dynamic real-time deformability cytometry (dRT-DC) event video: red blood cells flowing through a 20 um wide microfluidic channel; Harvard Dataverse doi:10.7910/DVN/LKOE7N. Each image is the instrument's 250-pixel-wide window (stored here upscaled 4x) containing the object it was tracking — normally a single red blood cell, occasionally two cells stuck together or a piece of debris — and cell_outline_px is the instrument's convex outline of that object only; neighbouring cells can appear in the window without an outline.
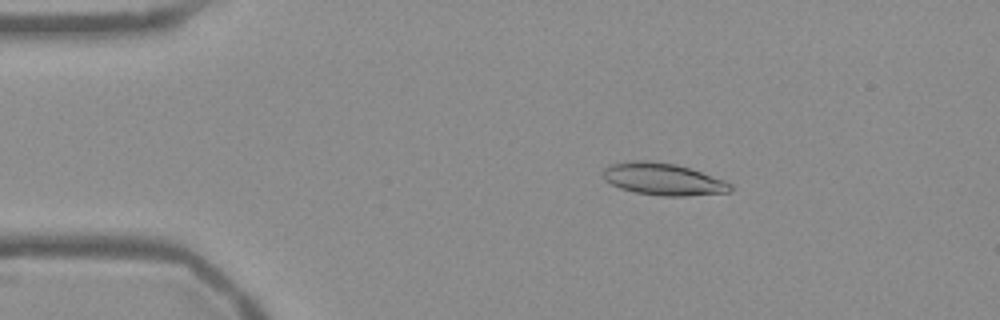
{"species": "Egyptian fruit bat (a non-hibernating species)", "species_latin": "Rousettus aegyptiacus", "temperature_condition": "warm", "stored_images_in_passage": 52, "camera_frame_rate_fps": 3000, "um_per_image_px": 0.085, "frame": {"image": 1, "passage_image": 8, "time_ms": 2.333, "image_size_px": [1000, 320], "cell_outline_px": [[732, 192], [688, 196], [660, 196], [636, 192], [620, 188], [604, 180], [600, 172], [608, 164], [632, 160], [644, 160], [676, 164], [724, 180], [732, 184]], "centroid_in_image_um": [56.32, 15.23], "position_along_channel_um": 28.7, "area_um2": 23.99}}
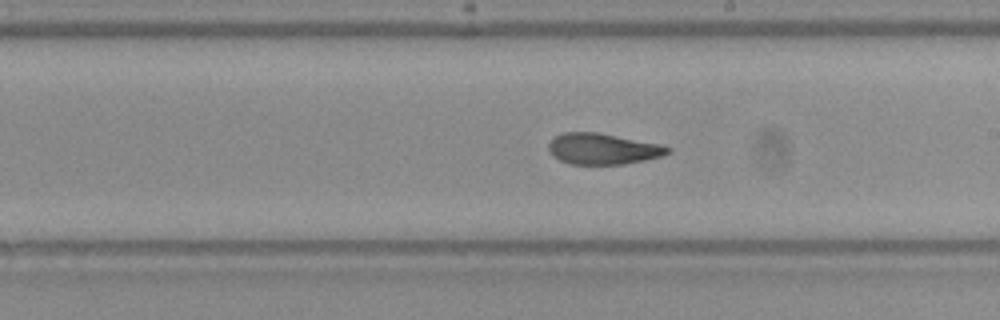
{"frame": {"image": 2, "passage_image": 29, "time_ms": 9.333, "image_size_px": [1000, 320], "cell_outline_px": [[672, 152], [664, 156], [624, 164], [568, 164], [552, 156], [548, 148], [548, 144], [556, 136], [564, 132], [596, 132], [660, 144], [672, 148]], "centroid_in_image_um": [51.26, 12.66], "position_along_channel_um": 237.7, "area_um2": 21.56}}
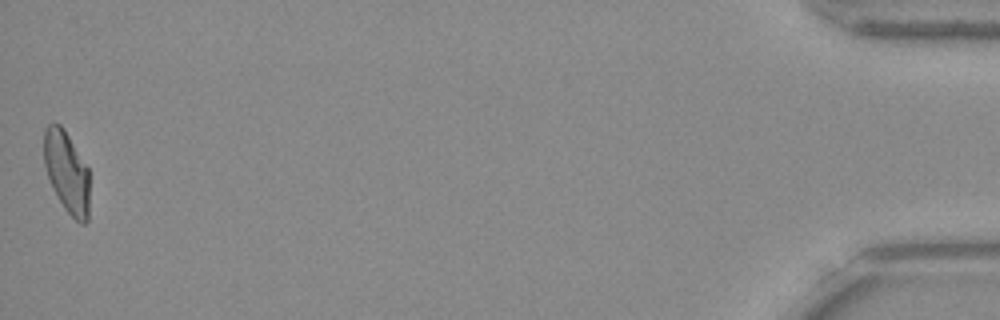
{"frame": {"image": 3, "passage_image": 52, "time_ms": 17.0, "image_size_px": [1000, 320], "cell_outline_px": [[88, 220], [84, 224], [80, 224], [64, 208], [52, 188], [44, 164], [44, 128], [48, 124], [60, 124], [64, 128], [88, 168]], "centroid_in_image_um": [5.66, 14.61], "position_along_channel_um": 429.5, "area_um2": 21.5}, "authors_computed_cell_mechanics": {"area_um2": 22.4842, "velocity_mm_per_s": 3.7724, "shape_relaxation_time_tau1_ms": 10.3077, "shape_relaxation_time_tau2_ms": 1.9533, "deformation_change_tau1": 0.2598, "deformation_change_tau2": 0.0872}}